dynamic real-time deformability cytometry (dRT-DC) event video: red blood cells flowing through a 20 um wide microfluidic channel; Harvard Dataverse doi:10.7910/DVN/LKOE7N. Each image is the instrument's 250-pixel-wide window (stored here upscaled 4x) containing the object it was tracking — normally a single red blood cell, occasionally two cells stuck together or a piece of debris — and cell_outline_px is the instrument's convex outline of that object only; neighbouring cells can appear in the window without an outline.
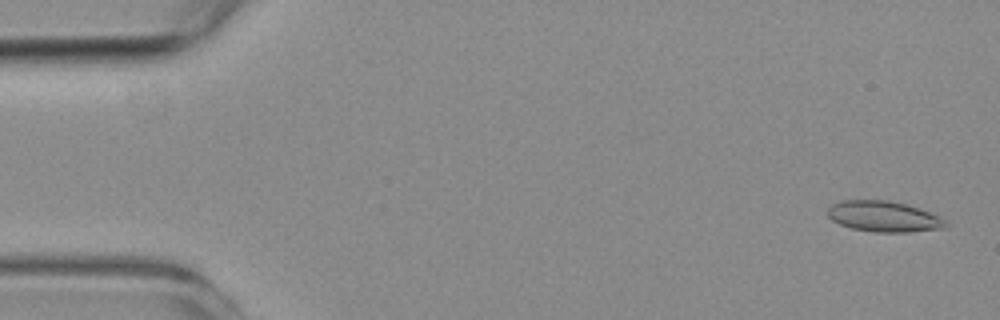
{"species": "common noctule bat (a hibernating species)", "species_latin": "Nyctalus noctula", "temperature_condition": "room temperature", "stored_images_in_passage": 17, "camera_frame_rate_fps": 3000, "um_per_image_px": 0.085, "animal": {"sex": "female", "body_mass_g": 19.3, "forearm_length_mm": 54.1}, "frame": {"image": 1, "passage_image": 2, "time_ms": 0.333, "image_size_px": [1000, 320], "cell_outline_px": [[948, 228], [908, 232], [876, 232], [852, 228], [840, 224], [832, 220], [828, 216], [828, 208], [832, 204], [840, 200], [888, 200], [920, 208], [940, 216], [948, 224]], "centroid_in_image_um": [75.14, 18.4], "position_along_channel_um": 9.9, "area_um2": 21.21}}
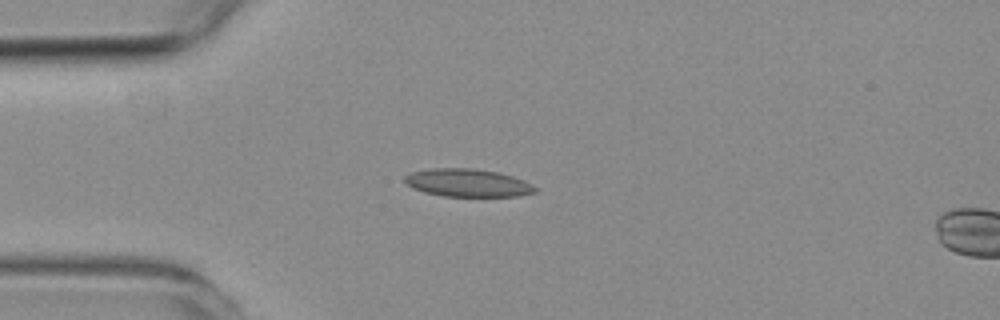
{"frame": {"image": 2, "passage_image": 14, "time_ms": 4.333, "image_size_px": [1000, 320], "cell_outline_px": [[536, 192], [520, 196], [444, 196], [424, 192], [412, 188], [404, 180], [404, 176], [412, 172], [428, 168], [476, 168], [496, 172], [512, 176], [524, 180], [532, 184], [536, 188]], "centroid_in_image_um": [39.75, 15.54], "position_along_channel_um": 45.3, "area_um2": 21.21}}